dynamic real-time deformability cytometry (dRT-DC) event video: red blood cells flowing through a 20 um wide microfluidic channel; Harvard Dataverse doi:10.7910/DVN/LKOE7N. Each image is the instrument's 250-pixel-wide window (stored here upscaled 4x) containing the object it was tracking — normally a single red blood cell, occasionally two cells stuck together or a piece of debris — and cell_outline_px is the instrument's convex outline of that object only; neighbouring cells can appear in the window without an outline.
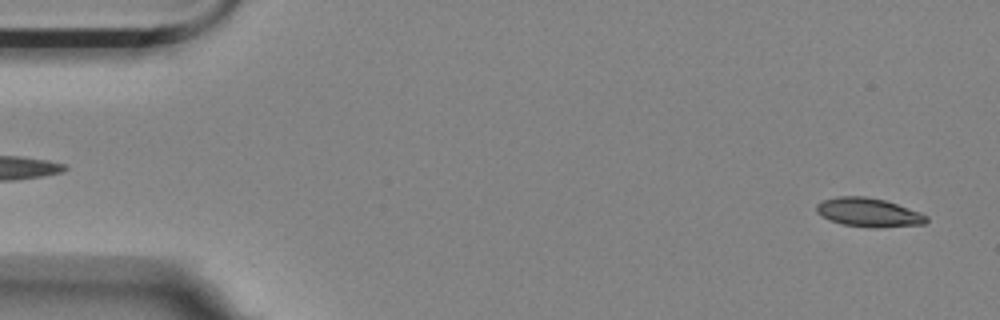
{"species": "Egyptian fruit bat (a non-hibernating species)", "species_latin": "Rousettus aegyptiacus", "temperature_condition": "room temperature", "stored_images_in_passage": 56, "camera_frame_rate_fps": 3000, "um_per_image_px": 0.085, "animal": {"sex": "female"}, "frame": {"image": 1, "passage_image": 2, "time_ms": 0.333, "image_size_px": [1000, 320], "cell_outline_px": [[928, 220], [924, 224], [880, 228], [872, 228], [844, 224], [828, 220], [816, 212], [816, 204], [824, 200], [836, 196], [864, 196], [884, 200], [920, 212], [928, 216]], "centroid_in_image_um": [73.82, 18.06], "position_along_channel_um": 11.2, "area_um2": 18.5}}
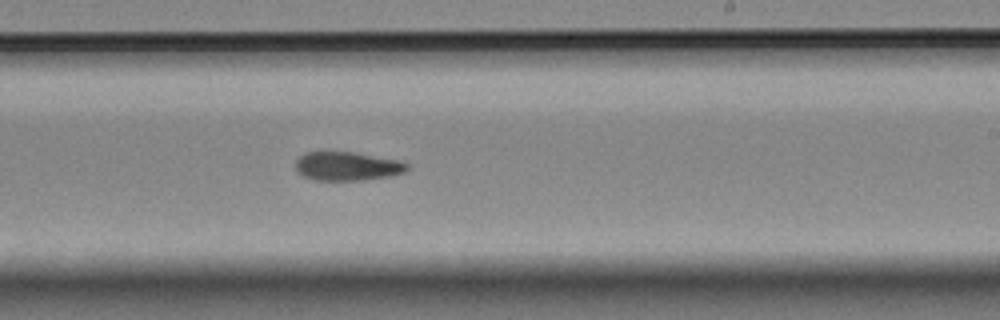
{"frame": {"image": 2, "passage_image": 33, "time_ms": 10.667, "image_size_px": [1000, 320], "cell_outline_px": [[408, 168], [404, 172], [388, 176], [360, 180], [316, 180], [304, 176], [296, 168], [296, 160], [304, 152], [352, 152], [396, 160], [408, 164]], "centroid_in_image_um": [29.48, 14.12], "position_along_channel_um": 259.5, "area_um2": 18.26}}
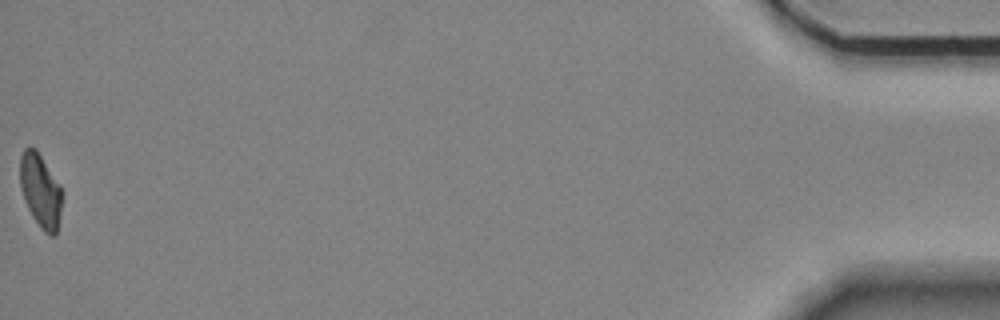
{"frame": {"image": 3, "passage_image": 56, "time_ms": 18.333, "image_size_px": [1000, 320], "cell_outline_px": [[60, 212], [56, 236], [52, 236], [44, 232], [40, 228], [32, 216], [24, 200], [20, 184], [20, 156], [24, 148], [36, 148], [60, 184]], "centroid_in_image_um": [3.42, 16.2], "position_along_channel_um": 431.8, "area_um2": 17.86}, "authors_computed_cell_mechanics": {"area_um2": 18.785, "velocity_mm_per_s": 3.5168, "shape_relaxation_time_tau1_ms": 8.5982, "shape_relaxation_time_tau2_ms": 5.4837, "deformation_change_tau1": 0.1862, "deformation_change_tau2": 0.1151}}